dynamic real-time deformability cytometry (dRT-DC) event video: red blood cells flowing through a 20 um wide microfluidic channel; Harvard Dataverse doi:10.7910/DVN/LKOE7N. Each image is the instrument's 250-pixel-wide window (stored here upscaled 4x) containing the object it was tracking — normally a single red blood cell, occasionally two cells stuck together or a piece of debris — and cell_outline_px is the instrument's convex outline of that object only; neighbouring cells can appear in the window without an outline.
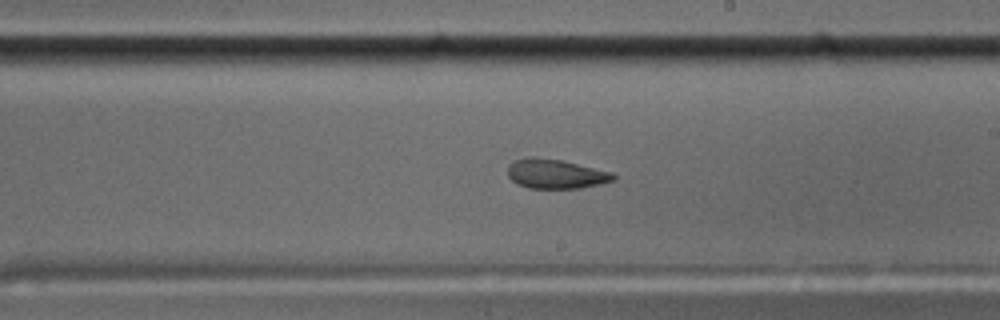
{"species": "common noctule bat (a hibernating species)", "species_latin": "Nyctalus noctula", "temperature_condition": "cold", "stored_images_in_passage": 46, "camera_frame_rate_fps": 3000, "um_per_image_px": 0.085, "animal": {"sex": "male", "body_mass_g": 17.5, "forearm_length_mm": 52.3}, "frame": {"image": 1, "passage_image": 23, "time_ms": 7.333, "image_size_px": [1000, 320], "cell_outline_px": [[616, 180], [580, 188], [528, 188], [516, 184], [508, 176], [508, 164], [516, 160], [532, 156], [536, 156], [560, 160], [612, 172], [616, 176]], "centroid_in_image_um": [47.21, 14.78], "position_along_channel_um": 241.8, "area_um2": 18.09}}
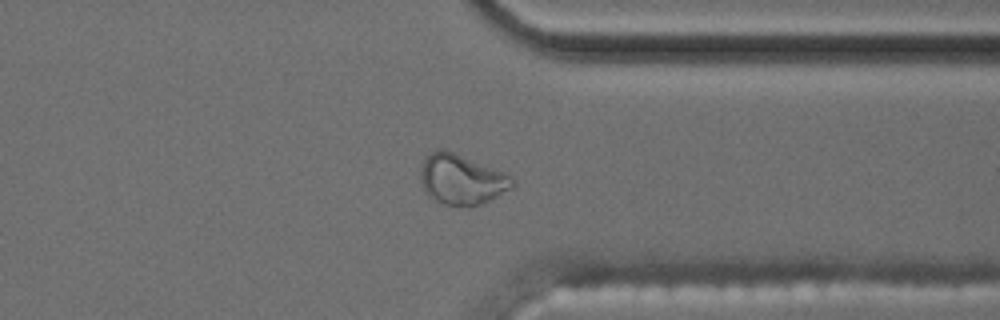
{"frame": {"image": 2, "passage_image": 34, "time_ms": 11.0, "image_size_px": [1000, 320], "cell_outline_px": [[516, 184], [512, 188], [480, 204], [468, 208], [444, 204], [436, 200], [424, 188], [420, 180], [420, 168], [424, 156], [436, 148], [440, 148], [452, 152], [504, 172], [516, 180]], "centroid_in_image_um": [39.22, 15.25], "position_along_channel_um": 372.2, "area_um2": 26.82}}
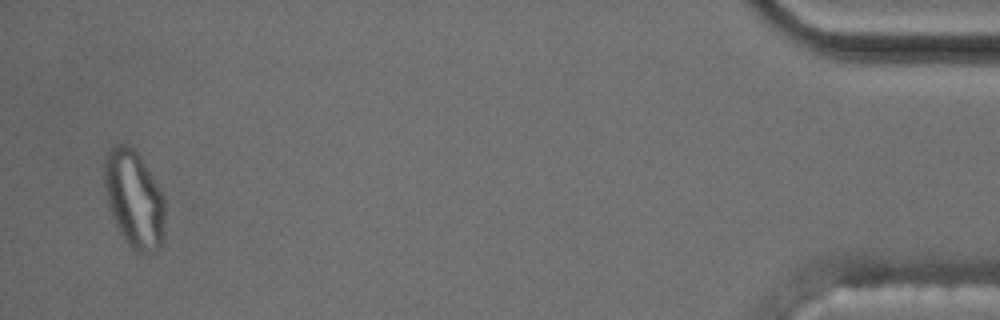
{"frame": {"image": 3, "passage_image": 45, "time_ms": 14.667, "image_size_px": [1000, 320], "cell_outline_px": [[164, 244], [156, 252], [136, 252], [128, 244], [120, 232], [108, 208], [104, 192], [104, 156], [108, 148], [116, 144], [128, 144], [140, 156], [156, 180], [164, 196]], "centroid_in_image_um": [11.39, 16.91], "position_along_channel_um": 423.8, "area_um2": 35.08}, "authors_computed_cell_mechanics": {"area_um2": 18.9873, "velocity_mm_per_s": 3.5924, "shape_relaxation_time_tau1_ms": null, "shape_relaxation_time_tau2_ms": 1.7528, "deformation_change_tau1": null, "deformation_change_tau2": 0.0824}}